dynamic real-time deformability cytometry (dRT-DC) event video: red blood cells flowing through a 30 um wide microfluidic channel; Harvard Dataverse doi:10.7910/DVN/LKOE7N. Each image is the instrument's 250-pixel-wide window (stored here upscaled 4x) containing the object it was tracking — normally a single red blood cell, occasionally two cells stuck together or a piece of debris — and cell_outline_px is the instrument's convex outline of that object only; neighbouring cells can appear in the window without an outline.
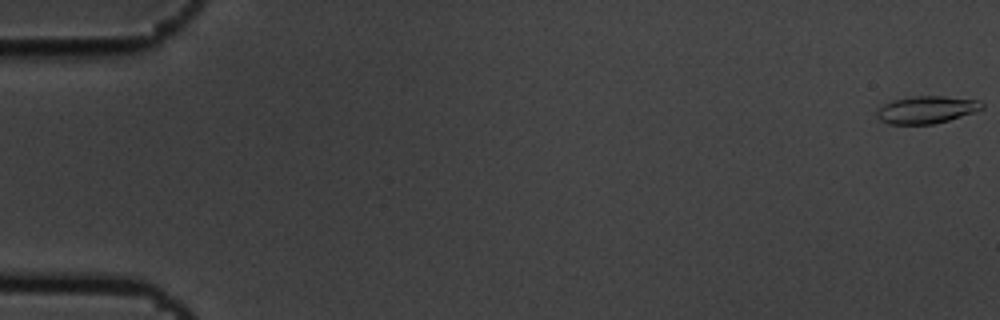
{"species": "common noctule bat (a hibernating species)", "species_latin": "Nyctalus noctula", "temperature_condition": "cold", "stored_images_in_passage": 6, "segment_of_instrument_passage": [1, 2], "camera_frame_rate_fps": 3000, "um_per_image_px": 0.085, "animal": {"sex": "male", "body_mass_g": 19.5, "forearm_length_mm": 54.6}, "frame": {"image": 1, "passage_image": 1, "time_ms": 0.0, "image_size_px": [1000, 320], "cell_outline_px": [[984, 108], [976, 112], [948, 120], [932, 124], [888, 124], [880, 120], [876, 116], [876, 108], [892, 100], [916, 96], [944, 96], [980, 100], [984, 104]], "centroid_in_image_um": [78.75, 9.32], "position_along_channel_um": 6.2, "area_um2": 16.94}}
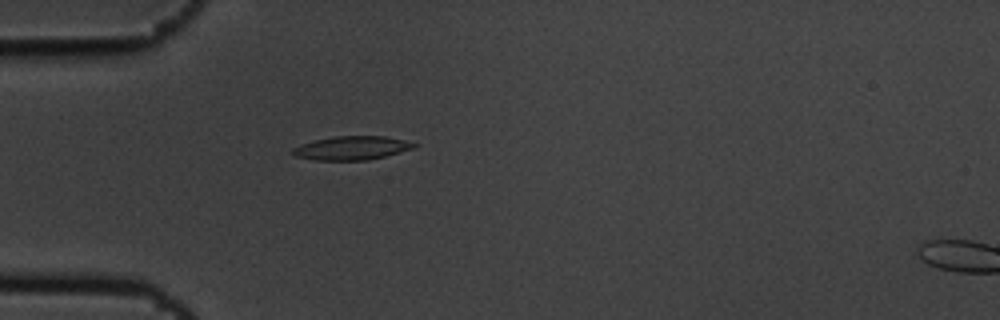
{"frame": {"image": 2, "passage_image": 5, "time_ms": 1.333, "image_size_px": [1000, 320], "cell_outline_px": [[420, 144], [416, 148], [368, 160], [316, 160], [296, 156], [292, 152], [292, 148], [300, 144], [332, 136], [384, 136], [404, 140]], "centroid_in_image_um": [29.93, 12.57], "position_along_channel_um": 55.1, "area_um2": 16.76}}